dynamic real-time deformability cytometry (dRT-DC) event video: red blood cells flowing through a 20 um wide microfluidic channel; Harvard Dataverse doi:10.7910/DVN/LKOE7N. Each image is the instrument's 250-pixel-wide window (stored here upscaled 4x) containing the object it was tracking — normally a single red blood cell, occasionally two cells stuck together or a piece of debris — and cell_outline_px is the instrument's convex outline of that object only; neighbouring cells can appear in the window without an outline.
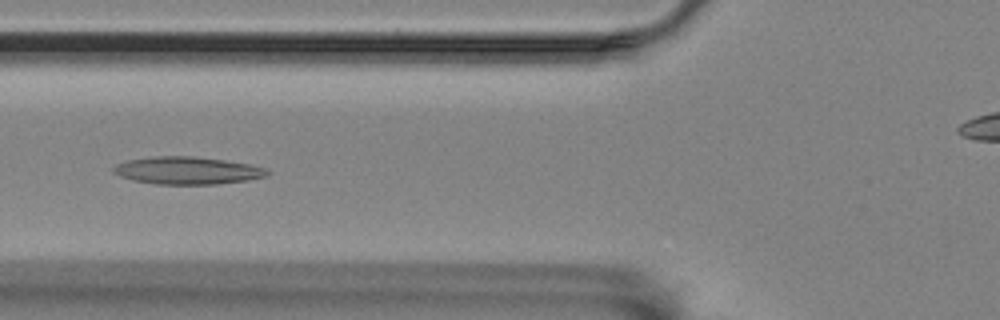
{"species": "Egyptian fruit bat (a non-hibernating species)", "species_latin": "Rousettus aegyptiacus", "temperature_condition": "room temperature", "stored_images_in_passage": 7, "camera_frame_rate_fps": 3000, "um_per_image_px": 0.085, "animal": {"sex": "female"}, "frame": {"image": 1, "passage_image": 5, "time_ms": 4.667, "image_size_px": [1000, 320], "cell_outline_px": [[272, 172], [264, 176], [248, 180], [216, 184], [156, 184], [132, 180], [120, 176], [112, 172], [112, 168], [116, 164], [128, 160], [156, 156], [192, 156], [224, 160], [248, 164], [264, 168]], "centroid_in_image_um": [15.89, 14.49], "position_along_channel_um": 109.9, "area_um2": 24.51}}
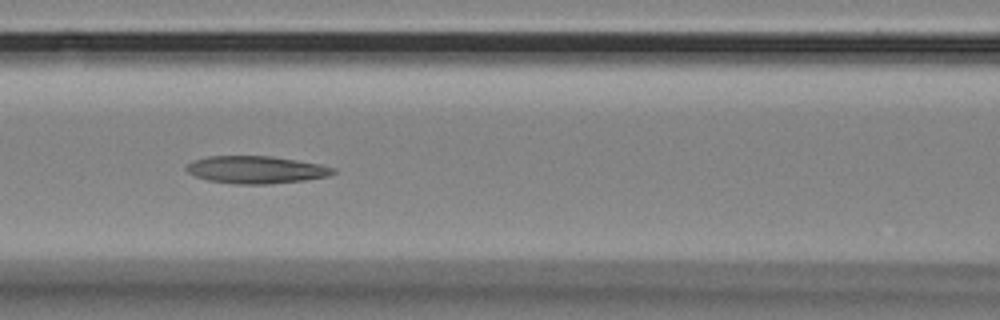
{"frame": {"image": 2, "passage_image": 6, "time_ms": 5.667, "image_size_px": [1000, 320], "cell_outline_px": [[336, 172], [328, 176], [304, 180], [268, 184], [232, 184], [208, 180], [196, 176], [188, 172], [184, 168], [192, 160], [208, 156], [272, 156], [320, 164], [336, 168]], "centroid_in_image_um": [21.76, 14.42], "position_along_channel_um": 144.8, "area_um2": 23.52}}
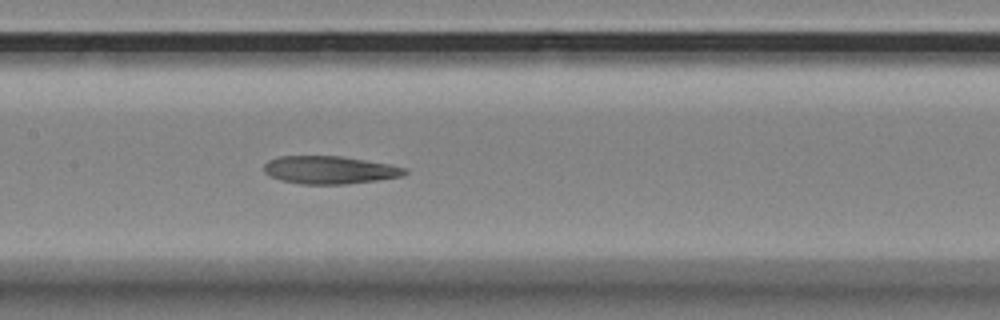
{"frame": {"image": 3, "passage_image": 7, "time_ms": 6.667, "image_size_px": [1000, 320], "cell_outline_px": [[408, 172], [400, 176], [376, 180], [344, 184], [300, 184], [280, 180], [264, 172], [264, 164], [268, 160], [280, 156], [340, 156], [388, 164], [408, 168]], "centroid_in_image_um": [27.99, 14.44], "position_along_channel_um": 179.4, "area_um2": 22.66}}